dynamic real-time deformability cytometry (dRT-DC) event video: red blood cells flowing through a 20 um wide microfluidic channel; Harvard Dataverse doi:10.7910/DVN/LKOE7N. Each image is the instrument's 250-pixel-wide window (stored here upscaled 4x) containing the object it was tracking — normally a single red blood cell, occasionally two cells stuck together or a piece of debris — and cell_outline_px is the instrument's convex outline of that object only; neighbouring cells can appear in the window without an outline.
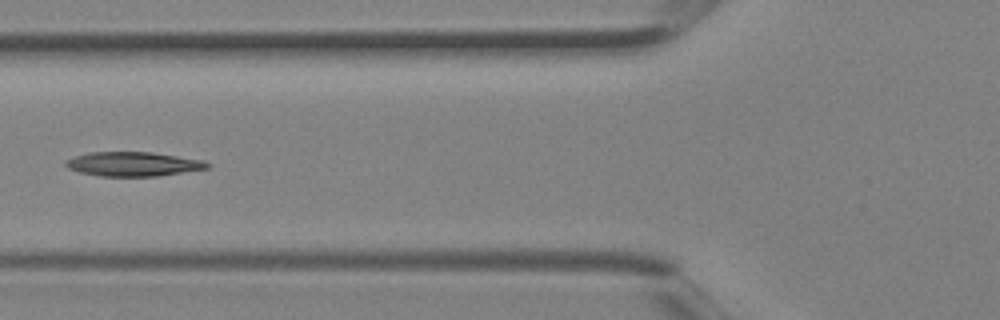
{"species": "Egyptian fruit bat (a non-hibernating species)", "species_latin": "Rousettus aegyptiacus", "temperature_condition": "room temperature", "stored_images_in_passage": 5, "camera_frame_rate_fps": 3000, "um_per_image_px": 0.085, "animal": {"sex": "female"}, "frame": {"image": 1, "passage_image": 5, "time_ms": 1.333, "image_size_px": [1000, 320], "cell_outline_px": [[212, 164], [208, 168], [156, 176], [100, 176], [80, 172], [68, 168], [64, 164], [64, 160], [88, 152], [152, 152], [204, 160]], "centroid_in_image_um": [11.31, 13.93], "position_along_channel_um": 114.5, "area_um2": 20.0}}